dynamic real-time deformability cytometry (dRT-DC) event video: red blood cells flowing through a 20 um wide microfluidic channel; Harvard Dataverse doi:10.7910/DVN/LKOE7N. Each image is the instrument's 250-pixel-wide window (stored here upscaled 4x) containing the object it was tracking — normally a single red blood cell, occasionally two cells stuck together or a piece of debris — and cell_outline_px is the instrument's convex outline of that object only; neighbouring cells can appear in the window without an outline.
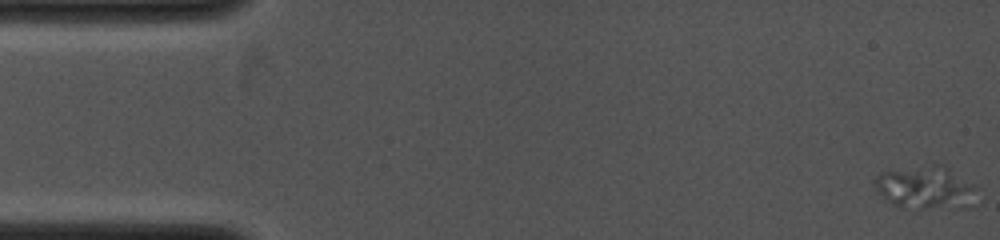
{"species": "common noctule bat (a hibernating species)", "species_latin": "Nyctalus noctula", "temperature_condition": "cold", "stored_images_in_passage": 13, "camera_frame_rate_fps": 4000, "um_per_image_px": 0.085, "animal": {"sex": "female", "body_mass_g": 19.0, "forearm_length_mm": 53.3}, "frame": {"image": 1, "passage_image": 1, "time_ms": 0.0, "image_size_px": [1000, 240], "cell_outline_px": [[980, 204], [968, 208], [904, 208], [892, 204], [884, 200], [876, 192], [872, 184], [872, 180], [880, 172], [932, 164], [944, 164], [976, 184]], "centroid_in_image_um": [78.75, 15.97], "position_along_channel_um": 6.2, "area_um2": 26.99}}
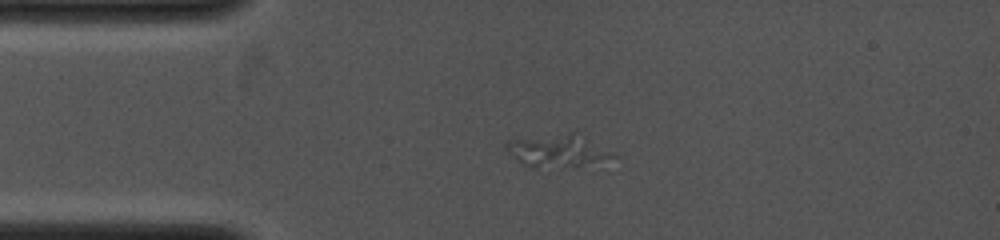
{"frame": {"image": 2, "passage_image": 7, "time_ms": 2.75, "image_size_px": [1000, 240], "cell_outline_px": [[620, 156], [580, 164], [536, 168], [532, 168], [520, 164], [504, 148], [504, 144], [508, 140], [568, 132], [576, 132]], "centroid_in_image_um": [47.3, 12.78], "position_along_channel_um": 37.7, "area_um2": 19.83}}